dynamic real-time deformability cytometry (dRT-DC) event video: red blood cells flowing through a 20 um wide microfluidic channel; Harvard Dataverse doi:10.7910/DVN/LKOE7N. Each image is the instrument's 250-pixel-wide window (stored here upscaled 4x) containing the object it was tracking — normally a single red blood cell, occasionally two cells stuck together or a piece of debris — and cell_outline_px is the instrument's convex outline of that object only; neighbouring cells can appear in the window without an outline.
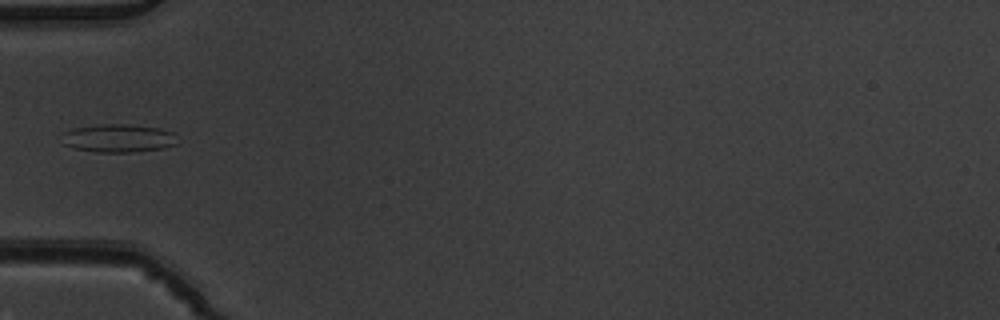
{"species": "common noctule bat (a hibernating species)", "species_latin": "Nyctalus noctula", "temperature_condition": "warm", "stored_images_in_passage": 6, "camera_frame_rate_fps": 3000, "um_per_image_px": 0.085, "animal": {"sex": "male", "body_mass_g": 19.5, "forearm_length_mm": 54.6}, "frame": {"image": 1, "passage_image": 6, "time_ms": 1.667, "image_size_px": [1000, 320], "cell_outline_px": [[176, 144], [164, 148], [132, 152], [96, 152], [76, 148], [64, 144], [64, 132], [72, 128], [100, 124], [128, 124], [160, 128], [172, 132]], "centroid_in_image_um": [10.06, 11.74], "position_along_channel_um": 74.9, "area_um2": 18.73}}